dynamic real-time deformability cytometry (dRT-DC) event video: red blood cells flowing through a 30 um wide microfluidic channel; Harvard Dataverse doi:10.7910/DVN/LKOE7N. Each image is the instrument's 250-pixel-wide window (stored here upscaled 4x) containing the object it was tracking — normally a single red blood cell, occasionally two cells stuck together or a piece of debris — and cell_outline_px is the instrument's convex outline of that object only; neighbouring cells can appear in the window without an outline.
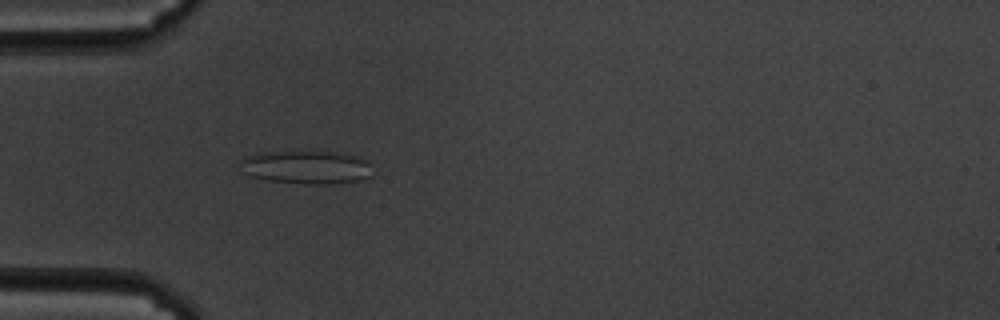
{"species": "common noctule bat (a hibernating species)", "species_latin": "Nyctalus noctula", "temperature_condition": "cold", "stored_images_in_passage": 38, "camera_frame_rate_fps": 3000, "um_per_image_px": 0.085, "animal": {"sex": "male", "body_mass_g": 19.5, "forearm_length_mm": 54.6}, "frame": {"image": 1, "passage_image": 2, "time_ms": 0.333, "image_size_px": [1000, 320], "cell_outline_px": [[372, 176], [360, 180], [328, 184], [304, 184], [268, 180], [248, 176], [240, 172], [240, 160], [244, 156], [260, 152], [344, 152], [368, 160]], "centroid_in_image_um": [26.0, 14.21], "position_along_channel_um": 59.0, "area_um2": 26.01}}
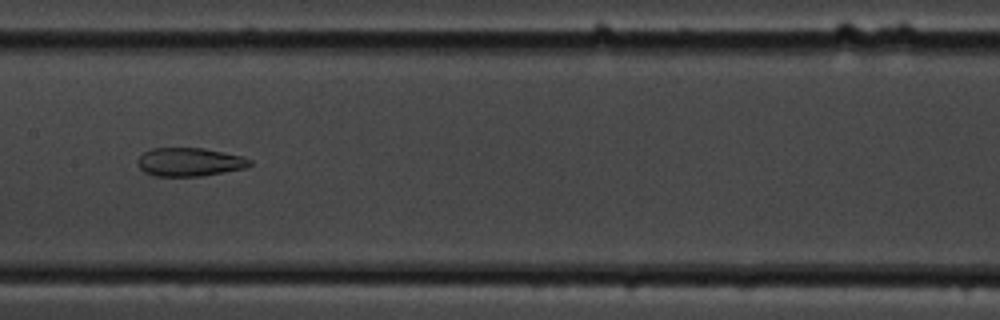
{"frame": {"image": 2, "passage_image": 14, "time_ms": 4.333, "image_size_px": [1000, 320], "cell_outline_px": [[252, 164], [248, 168], [200, 176], [156, 176], [144, 172], [140, 168], [140, 156], [144, 152], [152, 148], [204, 148], [240, 156], [252, 160]], "centroid_in_image_um": [16.15, 13.77], "position_along_channel_um": 191.2, "area_um2": 18.44}}
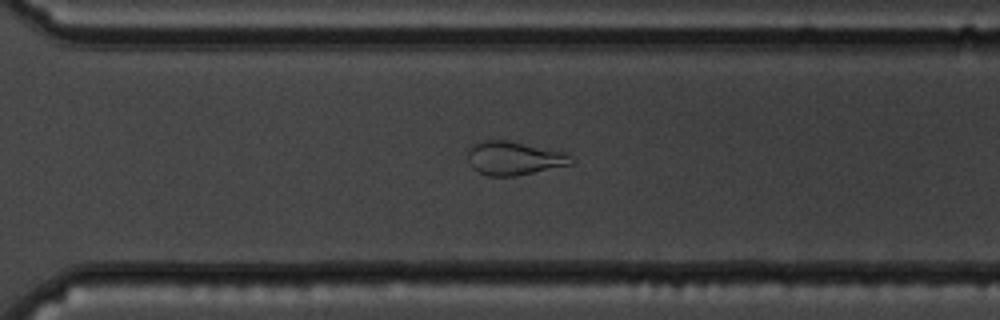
{"frame": {"image": 3, "passage_image": 26, "time_ms": 8.333, "image_size_px": [1000, 320], "cell_outline_px": [[576, 164], [516, 176], [488, 176], [472, 168], [468, 160], [468, 148], [484, 140], [508, 140], [568, 152], [576, 160]], "centroid_in_image_um": [43.79, 13.45], "position_along_channel_um": 326.8, "area_um2": 20.69}, "authors_computed_cell_mechanics": {"area_um2": 20.4612, "velocity_mm_per_s": 3.4109, "shape_relaxation_time_tau1_ms": null, "shape_relaxation_time_tau2_ms": 2.0729, "deformation_change_tau1": null, "deformation_change_tau2": 0.1031}}